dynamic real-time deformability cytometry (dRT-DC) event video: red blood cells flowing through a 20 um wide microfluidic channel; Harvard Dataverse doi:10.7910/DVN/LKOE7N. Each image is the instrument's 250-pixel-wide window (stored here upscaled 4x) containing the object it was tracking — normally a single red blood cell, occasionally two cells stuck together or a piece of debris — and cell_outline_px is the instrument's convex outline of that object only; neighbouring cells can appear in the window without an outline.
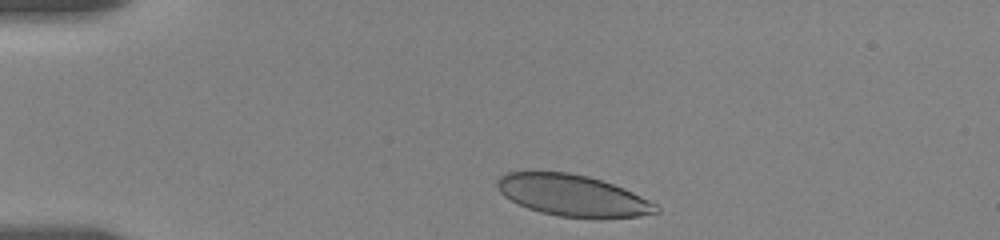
{"species": "human", "species_latin": "Homo sapiens", "temperature_condition": "room temperature", "stored_images_in_passage": 5, "camera_frame_rate_fps": 3000, "um_per_image_px": 0.085, "donor": {"sex": "female"}, "frame": {"image": 1, "passage_image": 1, "time_ms": 0.0, "image_size_px": [1000, 240], "cell_outline_px": [[660, 212], [640, 216], [600, 220], [596, 220], [560, 216], [540, 212], [528, 208], [504, 196], [500, 192], [496, 184], [496, 180], [500, 176], [508, 172], [568, 172], [588, 176], [624, 188], [656, 204], [660, 208]], "centroid_in_image_um": [48.71, 16.64], "position_along_channel_um": 36.3, "area_um2": 38.67}}
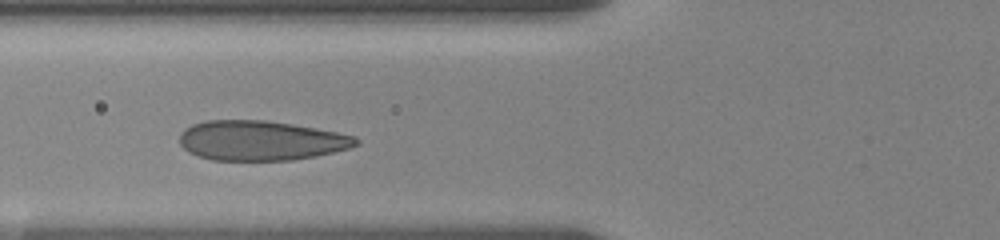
{"frame": {"image": 2, "passage_image": 4, "time_ms": 3.333, "image_size_px": [1000, 240], "cell_outline_px": [[360, 144], [348, 148], [316, 156], [292, 160], [212, 160], [196, 156], [188, 152], [180, 144], [180, 132], [184, 128], [192, 124], [208, 120], [268, 120], [316, 128], [356, 136], [360, 140]], "centroid_in_image_um": [22.15, 11.94], "position_along_channel_um": 103.6, "area_um2": 41.1}}
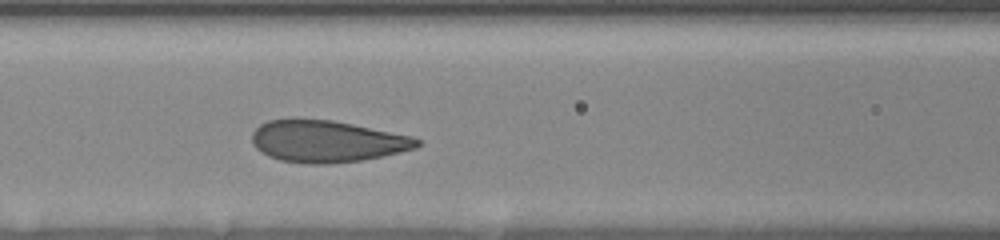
{"frame": {"image": 3, "passage_image": 5, "time_ms": 4.333, "image_size_px": [1000, 240], "cell_outline_px": [[424, 144], [416, 148], [400, 152], [360, 160], [328, 164], [308, 164], [280, 160], [268, 156], [260, 152], [252, 144], [252, 132], [260, 124], [268, 120], [292, 116], [296, 116], [332, 120], [412, 136], [420, 140]], "centroid_in_image_um": [27.73, 11.98], "position_along_channel_um": 138.9, "area_um2": 40.92}}